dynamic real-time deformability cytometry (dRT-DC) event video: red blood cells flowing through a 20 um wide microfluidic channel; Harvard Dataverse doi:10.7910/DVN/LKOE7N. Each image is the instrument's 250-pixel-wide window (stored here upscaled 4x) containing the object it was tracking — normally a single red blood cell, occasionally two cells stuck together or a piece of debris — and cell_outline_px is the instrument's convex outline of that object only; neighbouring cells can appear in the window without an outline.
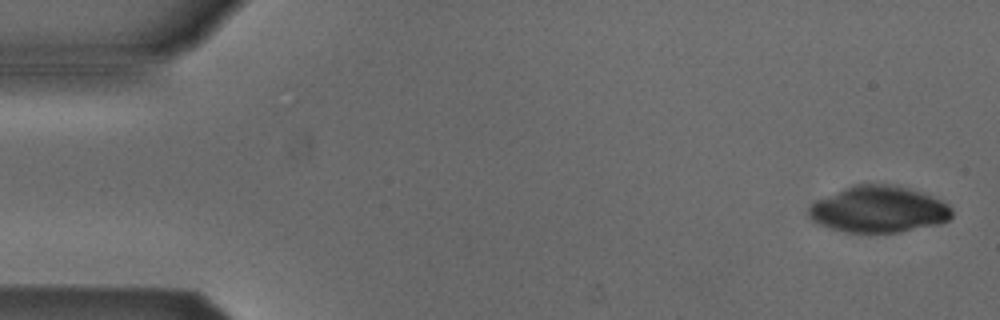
{"species": "Egyptian fruit bat (a non-hibernating species)", "species_latin": "Rousettus aegyptiacus", "temperature_condition": "cold", "stored_images_in_passage": 5, "camera_frame_rate_fps": 3000, "um_per_image_px": 0.085, "animal": {"sex": "male"}, "frame": {"image": 1, "passage_image": 1, "time_ms": 0.0, "image_size_px": [1000, 320], "cell_outline_px": [[952, 216], [948, 220], [940, 224], [900, 232], [844, 232], [820, 224], [812, 220], [808, 216], [808, 208], [816, 200], [856, 184], [888, 184], [908, 188], [932, 196], [948, 204], [952, 208]], "centroid_in_image_um": [74.71, 17.8], "position_along_channel_um": 10.3, "area_um2": 38.49}}